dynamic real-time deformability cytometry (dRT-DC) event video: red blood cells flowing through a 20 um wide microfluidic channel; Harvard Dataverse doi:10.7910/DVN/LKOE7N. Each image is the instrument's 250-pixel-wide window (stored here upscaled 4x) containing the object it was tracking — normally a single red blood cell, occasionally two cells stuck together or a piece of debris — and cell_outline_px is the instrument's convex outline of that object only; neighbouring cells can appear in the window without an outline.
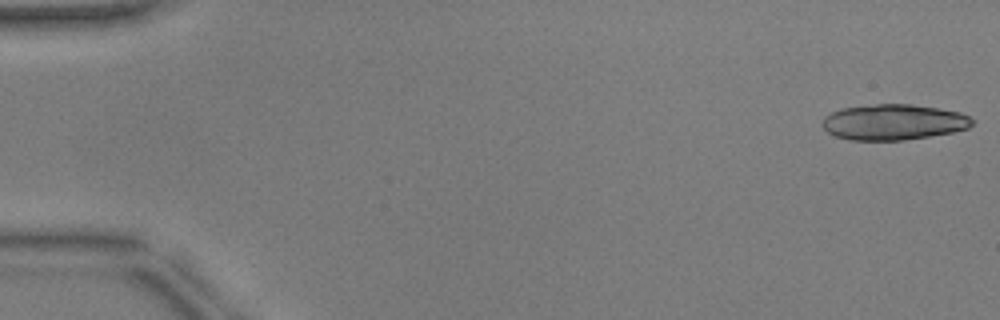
{"species": "common noctule bat (a hibernating species)", "species_latin": "Nyctalus noctula", "temperature_condition": "warm", "stored_images_in_passage": 15, "camera_frame_rate_fps": 3000, "um_per_image_px": 0.085, "animal": {"sex": "male", "body_mass_g": 17.9, "forearm_length_mm": 54.2}, "frame": {"image": 1, "passage_image": 1, "time_ms": 0.0, "image_size_px": [1000, 320], "cell_outline_px": [[976, 120], [968, 128], [952, 132], [904, 140], [848, 140], [836, 136], [828, 132], [820, 124], [824, 116], [840, 108], [876, 104], [912, 104], [960, 112]], "centroid_in_image_um": [75.92, 10.38], "position_along_channel_um": 9.1, "area_um2": 31.21}}
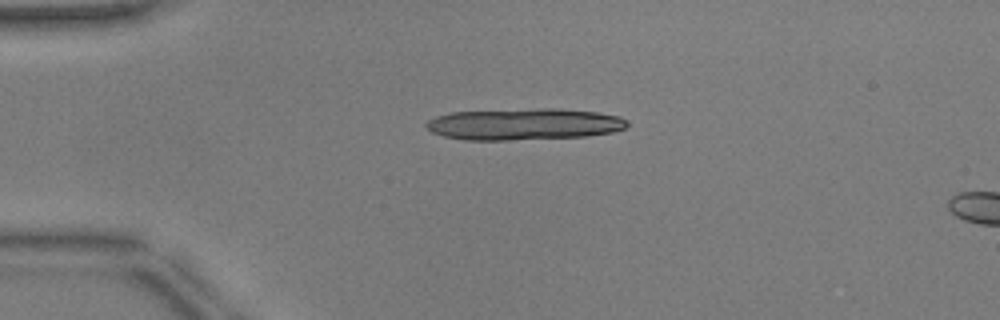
{"frame": {"image": 2, "passage_image": 12, "time_ms": 3.667, "image_size_px": [1000, 320], "cell_outline_px": [[628, 124], [624, 128], [612, 132], [588, 136], [508, 140], [464, 140], [444, 136], [432, 132], [424, 128], [424, 124], [428, 120], [436, 116], [452, 112], [540, 108], [560, 108], [596, 112], [620, 116], [628, 120]], "centroid_in_image_um": [44.53, 10.55], "position_along_channel_um": 40.5, "area_um2": 37.22}}